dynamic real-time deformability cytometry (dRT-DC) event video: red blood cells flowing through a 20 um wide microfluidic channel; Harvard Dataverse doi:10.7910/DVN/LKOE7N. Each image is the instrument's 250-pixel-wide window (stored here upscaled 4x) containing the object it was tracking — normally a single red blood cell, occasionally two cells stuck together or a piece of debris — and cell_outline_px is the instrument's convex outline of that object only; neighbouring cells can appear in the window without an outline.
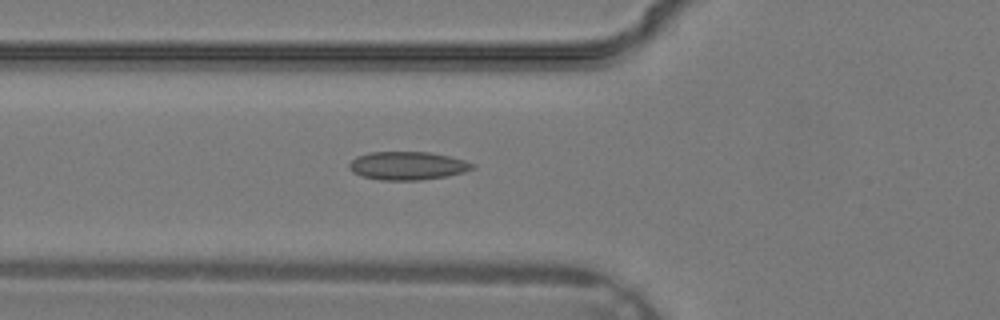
{"species": "common noctule bat (a hibernating species)", "species_latin": "Nyctalus noctula", "temperature_condition": "warm", "stored_images_in_passage": 32, "camera_frame_rate_fps": 3000, "um_per_image_px": 0.085, "animal": {"sex": "male", "body_mass_g": 19.2, "forearm_length_mm": 51.8}, "frame": {"image": 1, "passage_image": 9, "time_ms": 2.667, "image_size_px": [1000, 320], "cell_outline_px": [[476, 168], [464, 172], [448, 176], [420, 180], [380, 180], [360, 176], [352, 172], [348, 168], [348, 164], [356, 156], [368, 152], [428, 152], [448, 156], [464, 160], [476, 164]], "centroid_in_image_um": [34.63, 14.09], "position_along_channel_um": 91.2, "area_um2": 20.52}}
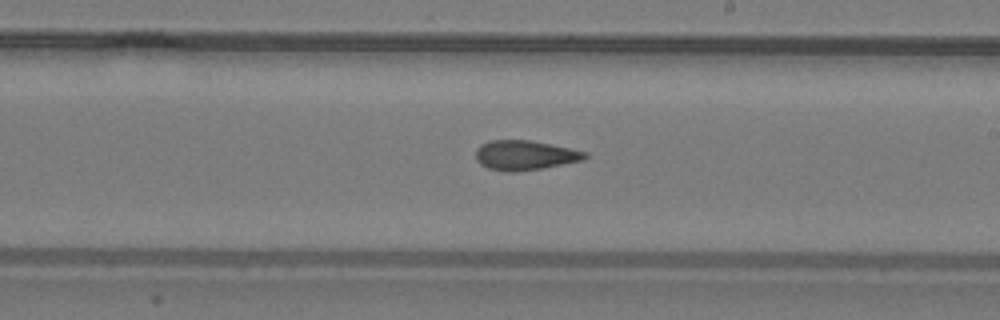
{"frame": {"image": 2, "passage_image": 17, "time_ms": 5.333, "image_size_px": [1000, 320], "cell_outline_px": [[588, 156], [584, 160], [540, 168], [516, 172], [504, 172], [488, 168], [480, 164], [476, 160], [476, 148], [480, 144], [488, 140], [528, 140], [588, 152]], "centroid_in_image_um": [44.57, 13.2], "position_along_channel_um": 244.4, "area_um2": 18.84}}
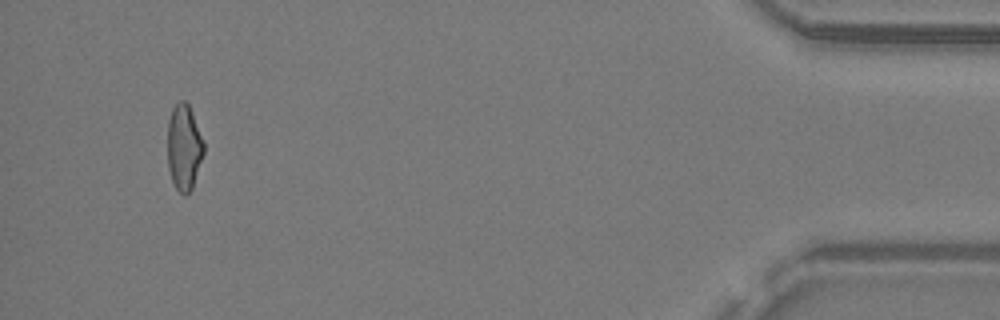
{"frame": {"image": 3, "passage_image": 30, "time_ms": 9.667, "image_size_px": [1000, 320], "cell_outline_px": [[204, 152], [192, 188], [184, 196], [176, 188], [172, 180], [168, 168], [168, 120], [172, 108], [180, 100], [184, 100], [188, 104], [204, 140]], "centroid_in_image_um": [15.64, 12.51], "position_along_channel_um": 419.6, "area_um2": 18.03}}